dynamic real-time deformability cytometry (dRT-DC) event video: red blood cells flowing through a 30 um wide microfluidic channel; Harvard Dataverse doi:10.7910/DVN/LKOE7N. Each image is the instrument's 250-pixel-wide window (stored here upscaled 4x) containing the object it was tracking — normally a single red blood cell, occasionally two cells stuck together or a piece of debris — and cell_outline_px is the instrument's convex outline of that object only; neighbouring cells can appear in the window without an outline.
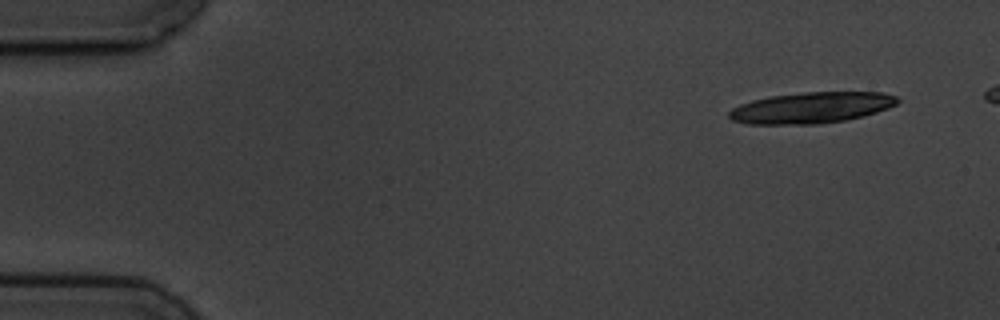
{"species": "common noctule bat (a hibernating species)", "species_latin": "Nyctalus noctula", "temperature_condition": "cold", "stored_images_in_passage": 5, "camera_frame_rate_fps": 3000, "um_per_image_px": 0.085, "animal": {"sex": "male", "body_mass_g": 19.5, "forearm_length_mm": 54.6}, "frame": {"image": 1, "passage_image": 1, "time_ms": 0.0, "image_size_px": [1000, 320], "cell_outline_px": [[900, 100], [896, 104], [888, 108], [864, 116], [844, 120], [820, 124], [748, 124], [732, 120], [728, 116], [728, 112], [732, 108], [740, 104], [752, 100], [772, 96], [804, 92], [884, 92], [900, 96]], "centroid_in_image_um": [69.0, 9.15], "position_along_channel_um": 16.0, "area_um2": 30.63}}